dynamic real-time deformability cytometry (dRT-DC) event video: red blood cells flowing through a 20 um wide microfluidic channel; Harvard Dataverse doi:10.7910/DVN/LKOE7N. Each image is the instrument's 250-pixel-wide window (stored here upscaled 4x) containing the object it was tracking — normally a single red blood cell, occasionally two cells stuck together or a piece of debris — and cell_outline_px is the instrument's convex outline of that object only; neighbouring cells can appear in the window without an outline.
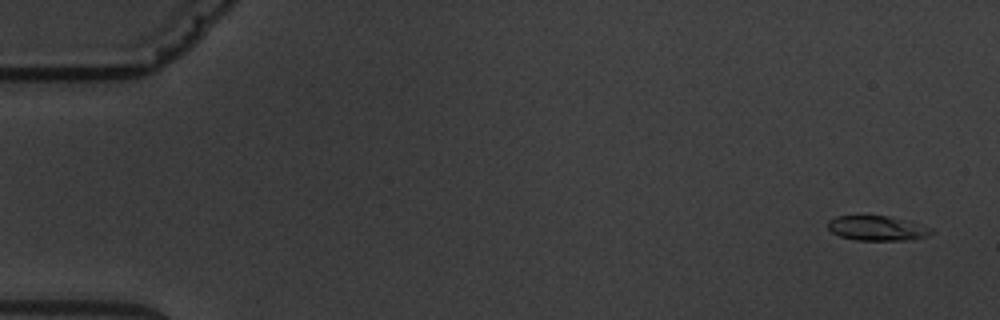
{"species": "common noctule bat (a hibernating species)", "species_latin": "Nyctalus noctula", "temperature_condition": "warm", "stored_images_in_passage": 6, "segment_of_instrument_passage": [1, 2], "camera_frame_rate_fps": 3000, "um_per_image_px": 0.085, "animal": {"sex": "male", "body_mass_g": 19.5, "forearm_length_mm": 54.6}, "frame": {"image": 1, "passage_image": 1, "time_ms": 0.0, "image_size_px": [1000, 320], "cell_outline_px": [[936, 232], [928, 236], [908, 240], [856, 240], [840, 236], [832, 232], [828, 228], [828, 220], [836, 216], [888, 216], [904, 220], [932, 228]], "centroid_in_image_um": [74.57, 19.41], "position_along_channel_um": 10.4, "area_um2": 14.85}}